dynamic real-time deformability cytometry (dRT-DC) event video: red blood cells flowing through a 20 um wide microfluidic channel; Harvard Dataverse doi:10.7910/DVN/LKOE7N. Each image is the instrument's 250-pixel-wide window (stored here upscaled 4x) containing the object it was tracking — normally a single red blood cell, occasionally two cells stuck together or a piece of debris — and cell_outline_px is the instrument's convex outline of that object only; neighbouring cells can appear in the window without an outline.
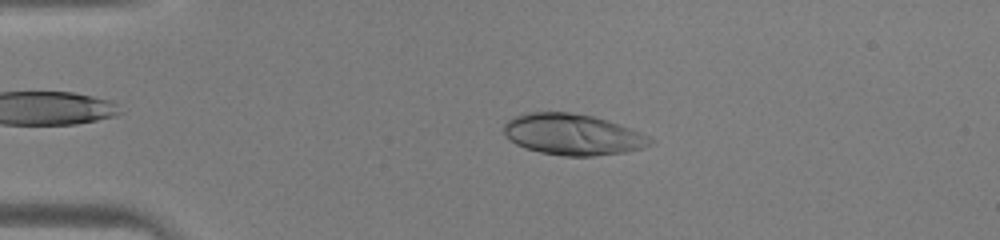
{"species": "human", "species_latin": "Homo sapiens", "temperature_condition": "warm", "stored_images_in_passage": 44, "camera_frame_rate_fps": 3000, "um_per_image_px": 0.085, "donor": {"sex": "male"}, "frame": {"image": 1, "passage_image": 10, "time_ms": 3.0, "image_size_px": [1000, 240], "cell_outline_px": [[652, 140], [644, 148], [624, 152], [592, 156], [564, 156], [540, 152], [524, 148], [516, 144], [504, 132], [504, 124], [512, 116], [528, 112], [568, 112], [592, 116], [640, 132], [648, 136]], "centroid_in_image_um": [48.63, 11.43], "position_along_channel_um": 36.4, "area_um2": 34.62}}
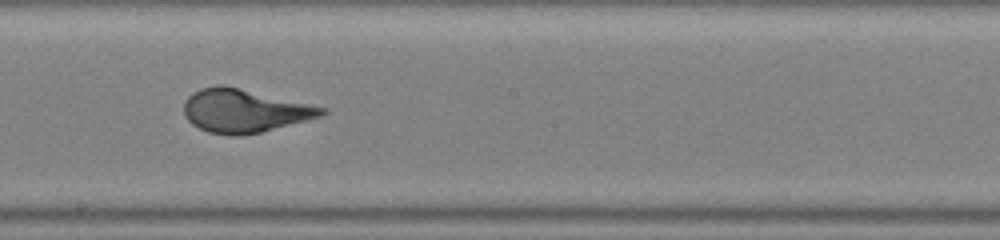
{"frame": {"image": 2, "passage_image": 25, "time_ms": 8.0, "image_size_px": [1000, 240], "cell_outline_px": [[328, 112], [320, 116], [260, 132], [240, 136], [232, 136], [208, 132], [192, 124], [184, 116], [184, 100], [192, 92], [200, 88], [216, 84], [224, 84], [328, 108]], "centroid_in_image_um": [20.73, 9.4], "position_along_channel_um": 227.5, "area_um2": 34.85}}
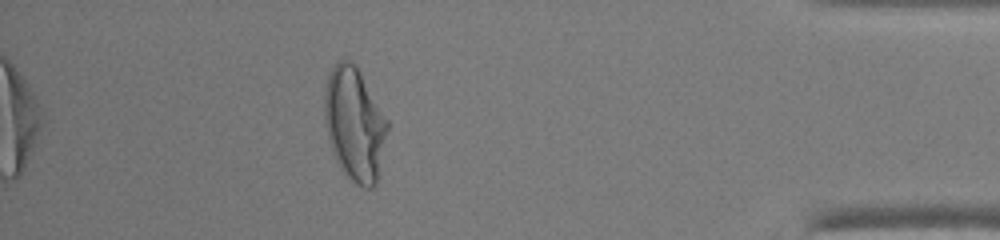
{"frame": {"image": 3, "passage_image": 39, "time_ms": 12.667, "image_size_px": [1000, 240], "cell_outline_px": [[388, 128], [376, 184], [372, 188], [364, 188], [356, 184], [340, 168], [336, 160], [328, 136], [324, 120], [324, 92], [328, 76], [332, 68], [340, 60], [348, 60], [356, 64], [388, 120]], "centroid_in_image_um": [30.13, 10.53], "position_along_channel_um": 405.1, "area_um2": 41.33}}